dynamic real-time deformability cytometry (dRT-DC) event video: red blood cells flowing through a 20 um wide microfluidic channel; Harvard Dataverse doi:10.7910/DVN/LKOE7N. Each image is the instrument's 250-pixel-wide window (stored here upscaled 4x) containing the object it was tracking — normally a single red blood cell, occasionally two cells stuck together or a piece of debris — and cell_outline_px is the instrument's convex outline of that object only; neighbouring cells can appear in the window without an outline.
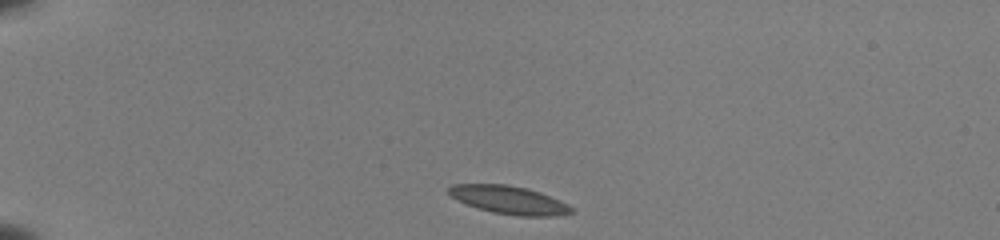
{"species": "common noctule bat (a hibernating species)", "species_latin": "Nyctalus noctula", "temperature_condition": "room temperature", "stored_images_in_passage": 41, "camera_frame_rate_fps": 3000, "um_per_image_px": 0.085, "animal": {"sex": "female", "body_mass_g": 22.0, "forearm_length_mm": 56.7}, "frame": {"image": 1, "passage_image": 1, "time_ms": 0.0, "image_size_px": [1000, 240], "cell_outline_px": [[572, 212], [548, 216], [520, 216], [492, 212], [456, 200], [448, 192], [448, 188], [452, 184], [504, 184], [524, 188], [548, 196], [568, 204], [572, 208]], "centroid_in_image_um": [43.2, 16.99], "position_along_channel_um": 41.8, "area_um2": 19.48}}
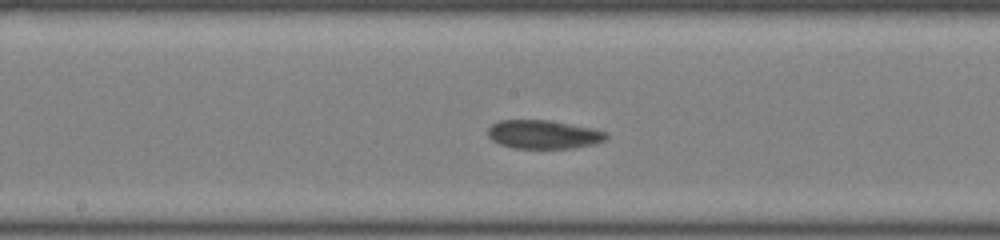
{"frame": {"image": 2, "passage_image": 18, "time_ms": 5.667, "image_size_px": [1000, 240], "cell_outline_px": [[608, 136], [604, 140], [592, 144], [572, 148], [516, 148], [500, 144], [492, 140], [488, 136], [488, 128], [492, 124], [500, 120], [548, 120], [588, 128], [604, 132]], "centroid_in_image_um": [46.13, 11.43], "position_along_channel_um": 202.1, "area_um2": 19.31}}
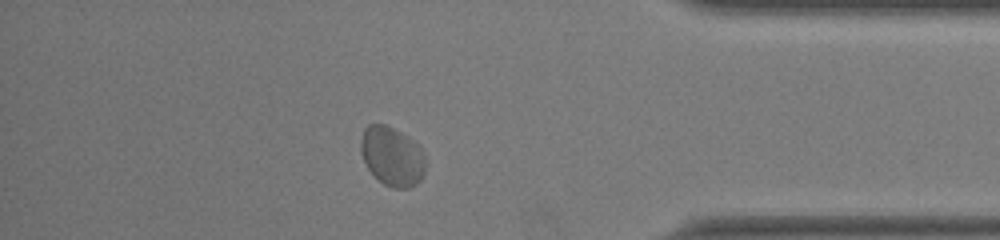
{"frame": {"image": 3, "passage_image": 35, "time_ms": 11.333, "image_size_px": [1000, 240], "cell_outline_px": [[424, 172], [420, 180], [416, 184], [408, 188], [392, 188], [384, 184], [368, 168], [364, 160], [360, 148], [360, 140], [364, 128], [368, 124], [384, 124], [400, 132], [416, 144], [420, 148], [424, 156]], "centroid_in_image_um": [33.3, 13.28], "position_along_channel_um": 401.9, "area_um2": 21.91}, "authors_computed_cell_mechanics": {"area_um2": 19.941, "velocity_mm_per_s": 3.8451, "shape_relaxation_time_tau1_ms": null, "shape_relaxation_time_tau2_ms": 1.6848, "deformation_change_tau1": null, "deformation_change_tau2": 0.0472}}